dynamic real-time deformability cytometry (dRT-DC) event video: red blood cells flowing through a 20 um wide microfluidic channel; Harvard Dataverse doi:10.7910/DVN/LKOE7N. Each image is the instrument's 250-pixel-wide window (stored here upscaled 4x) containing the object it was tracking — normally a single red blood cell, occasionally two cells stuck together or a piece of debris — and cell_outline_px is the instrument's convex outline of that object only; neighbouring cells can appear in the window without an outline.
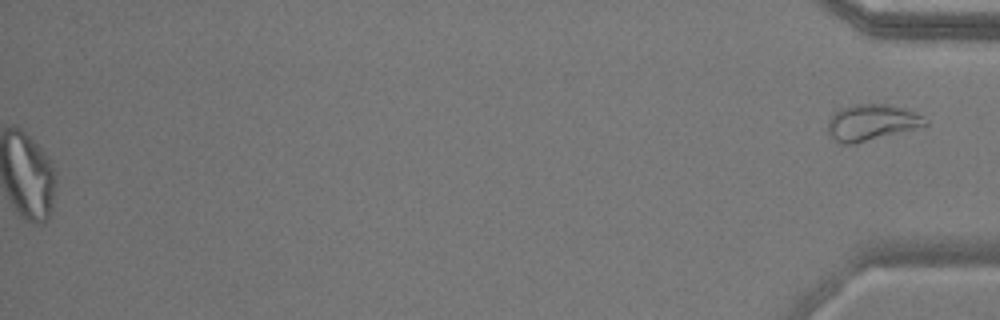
{"species": "common noctule bat (a hibernating species)", "species_latin": "Nyctalus noctula", "temperature_condition": "warm", "stored_images_in_passage": 55, "segment_of_instrument_passage": [2, 2], "camera_frame_rate_fps": 3000, "um_per_image_px": 0.085, "animal": {"sex": "male", "body_mass_g": 17.9}, "frame": {"image": 1, "passage_image": 55, "time_ms": 18.0, "image_size_px": [1000, 320], "cell_outline_px": [[928, 124], [856, 144], [844, 144], [836, 140], [828, 132], [828, 120], [832, 112], [840, 108], [852, 104], [888, 104], [904, 108], [924, 116], [928, 120]], "centroid_in_image_um": [74.05, 10.39], "position_along_channel_um": 361.1, "area_um2": 20.46}}